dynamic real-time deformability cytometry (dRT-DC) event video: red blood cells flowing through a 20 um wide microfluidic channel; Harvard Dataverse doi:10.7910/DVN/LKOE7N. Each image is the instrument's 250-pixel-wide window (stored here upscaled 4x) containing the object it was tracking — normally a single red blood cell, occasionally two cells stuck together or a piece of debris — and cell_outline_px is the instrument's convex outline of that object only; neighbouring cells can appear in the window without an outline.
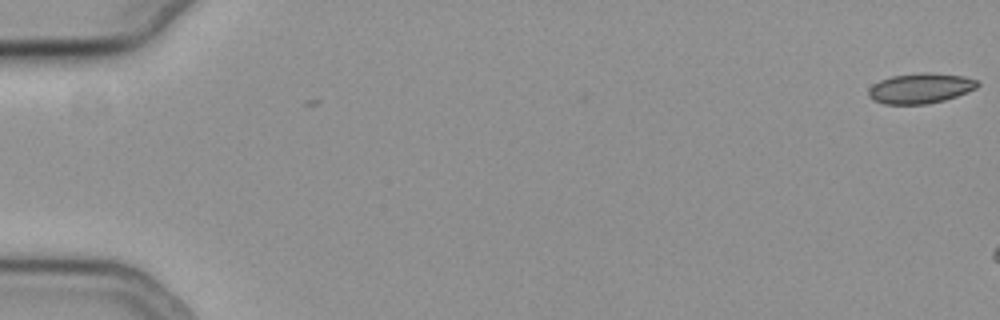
{"species": "common noctule bat (a hibernating species)", "species_latin": "Nyctalus noctula", "temperature_condition": "cold", "stored_images_in_passage": 2, "camera_frame_rate_fps": 3000, "um_per_image_px": 0.085, "animal": {"sex": "female", "body_mass_g": 19.3, "forearm_length_mm": 54.1}, "frame": {"image": 1, "passage_image": 1, "time_ms": 0.0, "image_size_px": [1000, 320], "cell_outline_px": [[980, 84], [976, 88], [956, 96], [944, 100], [928, 104], [884, 104], [872, 100], [868, 96], [868, 88], [872, 84], [880, 80], [892, 76], [920, 72], [928, 72], [964, 76], [980, 80]], "centroid_in_image_um": [78.23, 7.5], "position_along_channel_um": 6.8, "area_um2": 19.42}}